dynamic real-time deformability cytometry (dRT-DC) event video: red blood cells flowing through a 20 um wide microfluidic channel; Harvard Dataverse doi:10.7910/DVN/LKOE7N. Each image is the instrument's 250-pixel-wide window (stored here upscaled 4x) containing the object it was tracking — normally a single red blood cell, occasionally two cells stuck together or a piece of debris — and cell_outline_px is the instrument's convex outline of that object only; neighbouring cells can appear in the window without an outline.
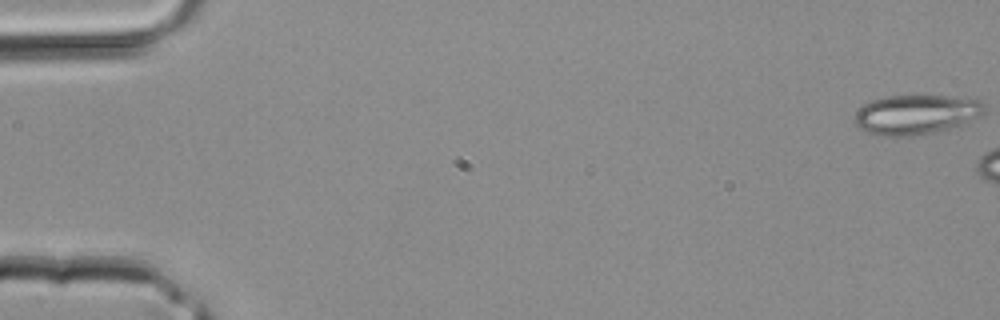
{"species": "common noctule bat (a hibernating species)", "species_latin": "Nyctalus noctula", "temperature_condition": "room temperature", "stored_images_in_passage": 6, "camera_frame_rate_fps": 3000, "um_per_image_px": 0.085, "animal": {"sex": "male", "body_mass_g": 20.4}, "frame": {"image": 1, "passage_image": 1, "time_ms": 0.0, "image_size_px": [1000, 320], "cell_outline_px": [[984, 112], [980, 116], [964, 124], [936, 132], [908, 136], [876, 136], [864, 132], [856, 124], [856, 112], [864, 104], [872, 100], [888, 96], [948, 96], [984, 100]], "centroid_in_image_um": [77.88, 9.74], "position_along_channel_um": 7.1, "area_um2": 30.06}}